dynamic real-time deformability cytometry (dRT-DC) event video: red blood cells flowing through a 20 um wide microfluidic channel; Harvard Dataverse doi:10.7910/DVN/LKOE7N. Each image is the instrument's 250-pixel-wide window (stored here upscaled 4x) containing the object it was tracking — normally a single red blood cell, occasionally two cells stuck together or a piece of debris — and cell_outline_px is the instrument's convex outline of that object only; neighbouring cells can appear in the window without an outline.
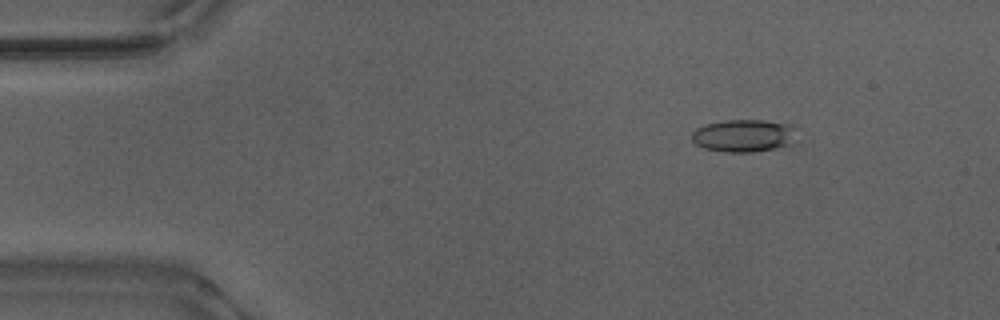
{"species": "Egyptian fruit bat (a non-hibernating species)", "species_latin": "Rousettus aegyptiacus", "temperature_condition": "warm", "stored_images_in_passage": 53, "camera_frame_rate_fps": 3000, "um_per_image_px": 0.085, "animal": {"sex": "male"}, "frame": {"image": 1, "passage_image": 7, "time_ms": 2.0, "image_size_px": [1000, 320], "cell_outline_px": [[792, 144], [776, 148], [752, 152], [724, 152], [704, 148], [696, 144], [692, 140], [692, 132], [696, 128], [704, 124], [728, 120], [764, 120], [792, 124]], "centroid_in_image_um": [63.16, 11.53], "position_along_channel_um": 21.8, "area_um2": 19.77}}
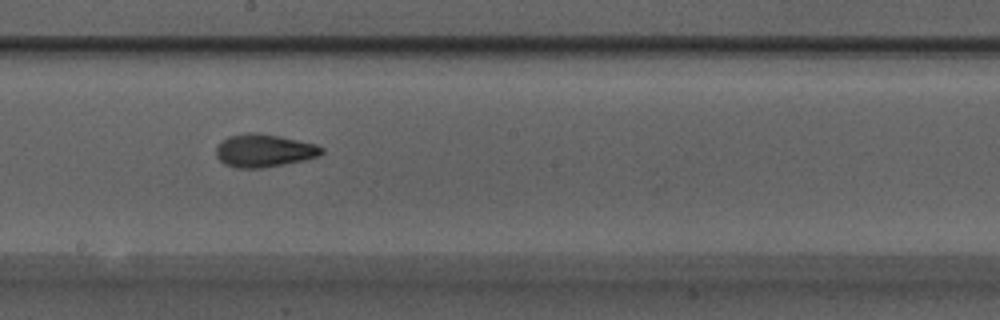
{"frame": {"image": 2, "passage_image": 29, "time_ms": 9.333, "image_size_px": [1000, 320], "cell_outline_px": [[324, 152], [320, 156], [304, 160], [284, 164], [260, 168], [236, 168], [224, 164], [216, 156], [216, 148], [228, 136], [244, 132], [256, 132], [280, 136], [316, 144], [324, 148]], "centroid_in_image_um": [22.46, 12.79], "position_along_channel_um": 225.7, "area_um2": 20.35}}
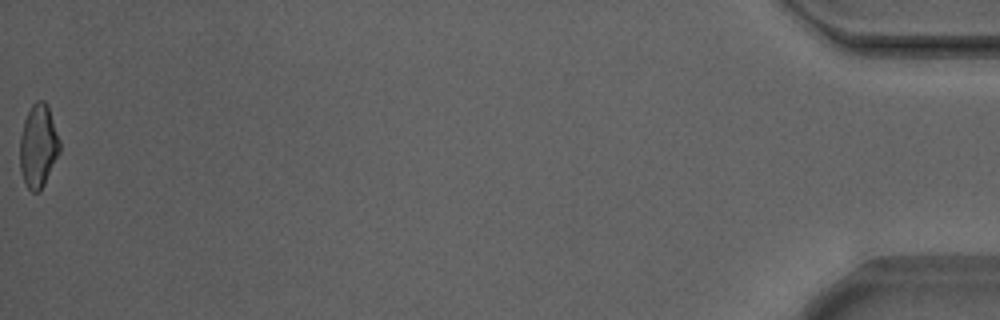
{"frame": {"image": 3, "passage_image": 53, "time_ms": 17.333, "image_size_px": [1000, 320], "cell_outline_px": [[60, 152], [40, 192], [32, 192], [28, 188], [20, 172], [20, 136], [24, 120], [32, 104], [36, 100], [44, 100], [48, 108], [60, 140]], "centroid_in_image_um": [3.25, 12.42], "position_along_channel_um": 432.0, "area_um2": 19.19}, "authors_computed_cell_mechanics": {"area_um2": 19.7098, "velocity_mm_per_s": 3.8912, "shape_relaxation_time_tau1_ms": 5.3439, "shape_relaxation_time_tau2_ms": 2.1772, "deformation_change_tau1": 0.1583, "deformation_change_tau2": 0.0858}}